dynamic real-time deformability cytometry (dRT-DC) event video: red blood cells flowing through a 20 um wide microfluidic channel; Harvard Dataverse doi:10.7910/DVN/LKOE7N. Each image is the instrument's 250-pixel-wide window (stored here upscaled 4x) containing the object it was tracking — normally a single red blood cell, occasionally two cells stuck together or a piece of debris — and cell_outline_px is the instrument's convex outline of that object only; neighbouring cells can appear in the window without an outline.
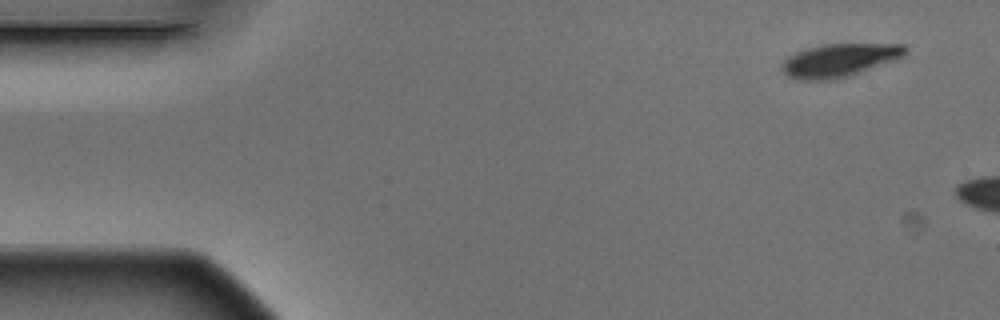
{"species": "Egyptian fruit bat (a non-hibernating species)", "species_latin": "Rousettus aegyptiacus", "temperature_condition": "warm", "stored_images_in_passage": 3, "camera_frame_rate_fps": 3000, "um_per_image_px": 0.085, "animal": {"sex": "male"}, "frame": {"image": 1, "passage_image": 1, "time_ms": 0.0, "image_size_px": [1000, 320], "cell_outline_px": [[908, 52], [904, 56], [896, 60], [836, 80], [800, 80], [788, 76], [784, 72], [784, 60], [788, 56], [796, 52], [808, 48], [824, 44], [904, 44], [908, 48]], "centroid_in_image_um": [71.4, 5.12], "position_along_channel_um": 13.6, "area_um2": 23.76}}